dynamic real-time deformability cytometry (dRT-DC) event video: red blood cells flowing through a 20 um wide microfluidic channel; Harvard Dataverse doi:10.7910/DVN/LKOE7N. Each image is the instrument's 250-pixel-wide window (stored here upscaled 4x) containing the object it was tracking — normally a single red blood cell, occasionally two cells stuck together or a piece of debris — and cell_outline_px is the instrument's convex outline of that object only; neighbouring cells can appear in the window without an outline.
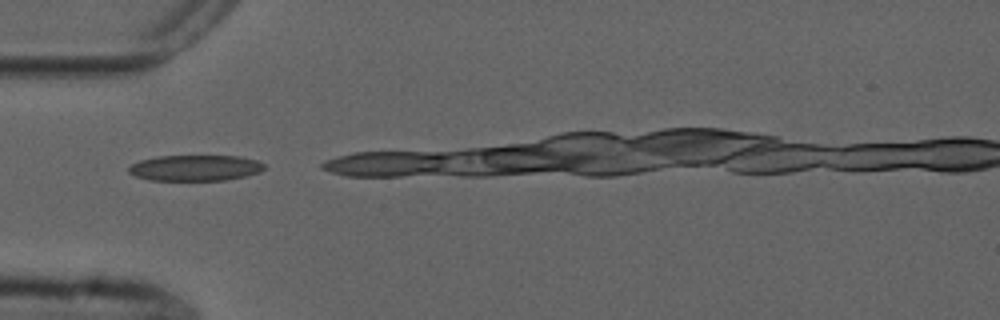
{"species": "common noctule bat (a hibernating species)", "species_latin": "Nyctalus noctula", "temperature_condition": "cold", "stored_images_in_passage": 3, "camera_frame_rate_fps": 3000, "um_per_image_px": 0.085, "animal": {"sex": "male", "forearm_length_mm": 52.5}, "frame": {"image": 1, "passage_image": 1, "time_ms": 0.0, "image_size_px": [1000, 320], "cell_outline_px": [[264, 168], [260, 172], [244, 176], [224, 180], [148, 180], [136, 176], [128, 172], [128, 168], [132, 164], [140, 160], [156, 156], [240, 156], [256, 160], [264, 164]], "centroid_in_image_um": [16.57, 14.27], "position_along_channel_um": 68.4, "area_um2": 20.35}}